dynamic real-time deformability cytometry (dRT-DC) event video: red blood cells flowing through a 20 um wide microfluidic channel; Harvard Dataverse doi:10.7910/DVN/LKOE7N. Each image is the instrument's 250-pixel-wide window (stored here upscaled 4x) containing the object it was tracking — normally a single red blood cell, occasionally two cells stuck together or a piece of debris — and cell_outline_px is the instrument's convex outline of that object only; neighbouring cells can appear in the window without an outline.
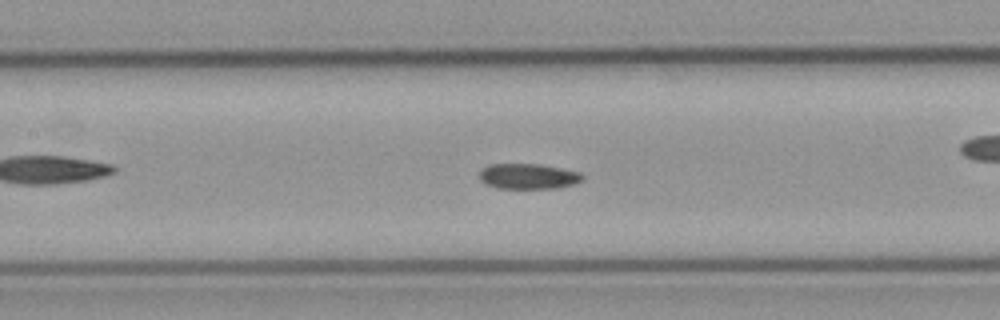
{"species": "common noctule bat (a hibernating species)", "species_latin": "Nyctalus noctula", "temperature_condition": "cold", "stored_images_in_passage": 55, "camera_frame_rate_fps": 3000, "um_per_image_px": 0.085, "animal": {"sex": "male", "body_mass_g": 23.1, "forearm_length_mm": 52.7}, "frame": {"image": 1, "passage_image": 24, "time_ms": 7.667, "image_size_px": [1000, 320], "cell_outline_px": [[584, 180], [560, 188], [496, 188], [480, 180], [480, 172], [488, 164], [540, 164], [580, 172], [584, 176]], "centroid_in_image_um": [44.93, 14.98], "position_along_channel_um": 162.5, "area_um2": 15.2}, "authors_computed_cell_mechanics": {"area_um2": 15.4904, "velocity_mm_per_s": 3.7547, "shape_relaxation_time_tau1_ms": null, "shape_relaxation_time_tau2_ms": 7.5456, "deformation_change_tau1": null, "deformation_change_tau2": 0.1223}}